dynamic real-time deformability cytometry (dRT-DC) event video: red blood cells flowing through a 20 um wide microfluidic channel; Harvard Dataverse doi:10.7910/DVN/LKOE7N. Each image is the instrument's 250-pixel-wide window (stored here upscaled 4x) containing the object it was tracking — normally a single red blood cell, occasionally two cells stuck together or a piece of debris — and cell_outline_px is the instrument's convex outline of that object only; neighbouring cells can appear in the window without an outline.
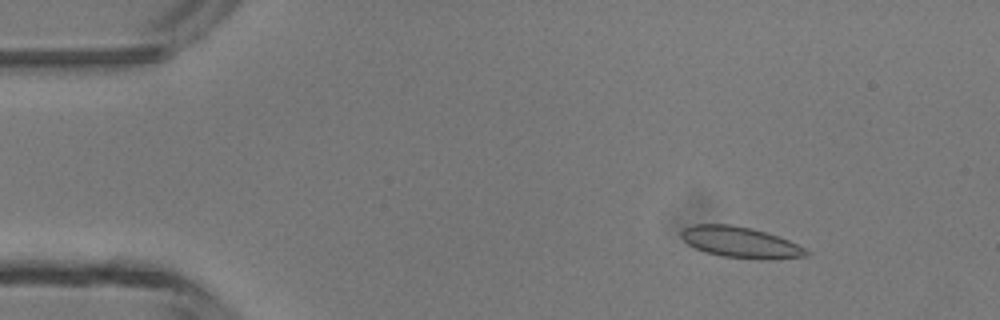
{"species": "common noctule bat (a hibernating species)", "species_latin": "Nyctalus noctula", "temperature_condition": "room temperature", "stored_images_in_passage": 44, "camera_frame_rate_fps": 3000, "um_per_image_px": 0.085, "animal": {"sex": "male", "body_mass_g": 13.3}, "frame": {"image": 1, "passage_image": 3, "time_ms": 0.667, "image_size_px": [1000, 320], "cell_outline_px": [[808, 256], [768, 260], [760, 260], [720, 256], [704, 252], [688, 244], [680, 236], [680, 232], [684, 228], [692, 224], [728, 224], [752, 228], [788, 240], [804, 248], [808, 252]], "centroid_in_image_um": [62.9, 20.61], "position_along_channel_um": 22.1, "area_um2": 22.6}}
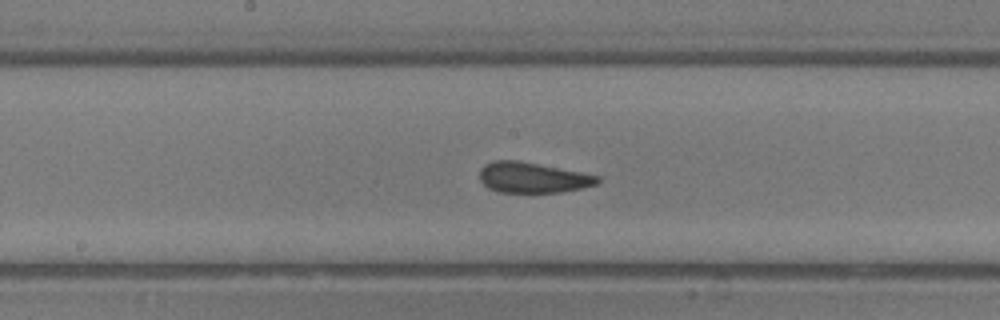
{"frame": {"image": 2, "passage_image": 21, "time_ms": 6.667, "image_size_px": [1000, 320], "cell_outline_px": [[600, 180], [596, 184], [580, 188], [560, 192], [496, 192], [488, 188], [480, 180], [480, 168], [484, 164], [492, 160], [516, 160], [580, 172], [600, 176]], "centroid_in_image_um": [45.22, 15.09], "position_along_channel_um": 203.0, "area_um2": 20.81}}
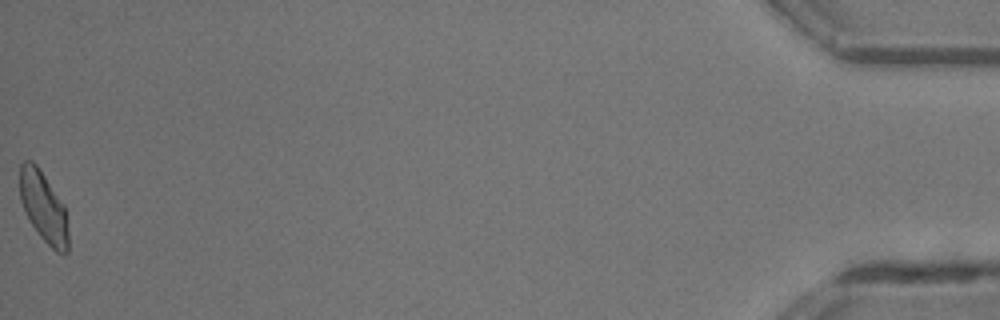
{"frame": {"image": 3, "passage_image": 44, "time_ms": 14.333, "image_size_px": [1000, 320], "cell_outline_px": [[68, 252], [64, 256], [56, 252], [40, 236], [32, 224], [20, 200], [20, 164], [24, 160], [32, 160], [36, 164], [64, 204], [68, 232]], "centroid_in_image_um": [3.71, 17.61], "position_along_channel_um": 431.5, "area_um2": 19.77}, "authors_computed_cell_mechanics": {"area_um2": 20.6346, "velocity_mm_per_s": 4.3603, "shape_relaxation_time_tau1_ms": null, "shape_relaxation_time_tau2_ms": 1.0042, "deformation_change_tau1": null, "deformation_change_tau2": 0.0494}}